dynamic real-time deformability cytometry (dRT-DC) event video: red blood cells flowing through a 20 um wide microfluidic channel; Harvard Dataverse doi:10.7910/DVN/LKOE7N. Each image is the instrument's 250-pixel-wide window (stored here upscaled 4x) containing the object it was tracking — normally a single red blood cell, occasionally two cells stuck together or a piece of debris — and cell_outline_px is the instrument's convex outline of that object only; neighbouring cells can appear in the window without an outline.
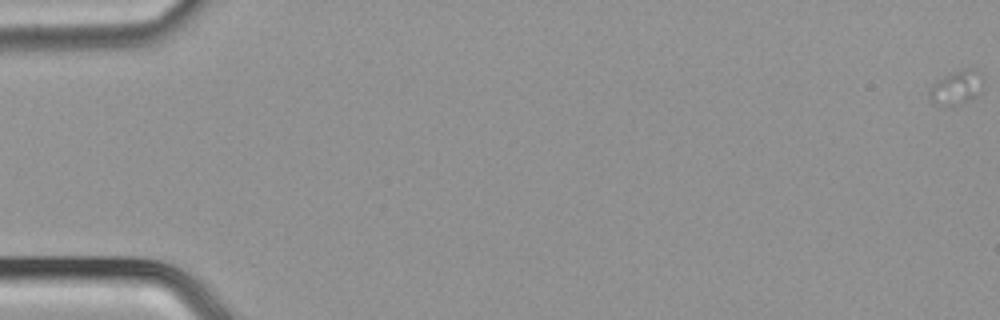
{"species": "common noctule bat (a hibernating species)", "species_latin": "Nyctalus noctula", "temperature_condition": "cold", "stored_images_in_passage": 18, "camera_frame_rate_fps": 3000, "um_per_image_px": 0.085, "animal": {"sex": "male", "body_mass_g": 21.5, "forearm_length_mm": 52.0}, "frame": {"image": 1, "passage_image": 1, "time_ms": 0.0, "image_size_px": [1000, 320], "cell_outline_px": [[984, 80], [980, 92], [976, 96], [968, 100], [956, 104], [944, 104], [932, 100], [928, 92], [936, 80], [944, 76], [964, 68], [972, 68]], "centroid_in_image_um": [81.33, 7.4], "position_along_channel_um": 3.7, "area_um2": 10.12}}